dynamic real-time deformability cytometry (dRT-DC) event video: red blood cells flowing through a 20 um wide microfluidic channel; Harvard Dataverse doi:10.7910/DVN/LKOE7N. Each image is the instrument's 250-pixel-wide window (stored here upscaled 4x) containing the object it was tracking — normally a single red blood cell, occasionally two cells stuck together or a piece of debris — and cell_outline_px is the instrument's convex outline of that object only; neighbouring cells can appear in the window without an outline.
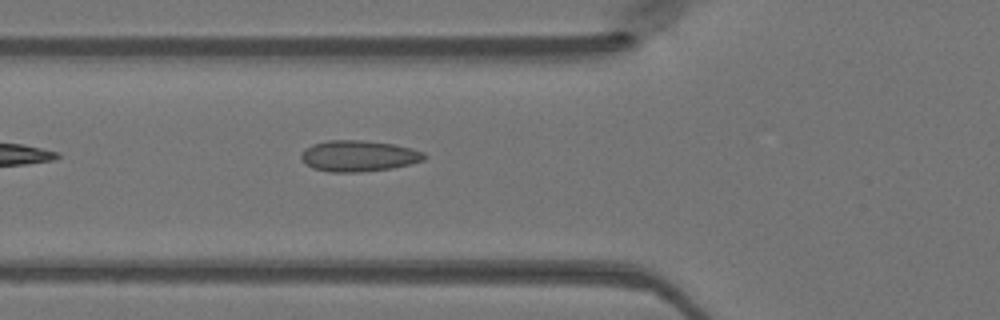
{"species": "Egyptian fruit bat (a non-hibernating species)", "species_latin": "Rousettus aegyptiacus", "temperature_condition": "warm", "stored_images_in_passage": 22, "camera_frame_rate_fps": 3000, "um_per_image_px": 0.085, "animal": {"sex": "female"}, "frame": {"image": 1, "passage_image": 4, "time_ms": 1.0, "image_size_px": [1000, 320], "cell_outline_px": [[428, 156], [424, 160], [392, 168], [360, 172], [328, 172], [312, 168], [304, 164], [300, 156], [300, 152], [304, 148], [312, 144], [328, 140], [360, 140], [392, 144], [412, 148], [424, 152]], "centroid_in_image_um": [30.44, 13.26], "position_along_channel_um": 95.4, "area_um2": 22.48}}
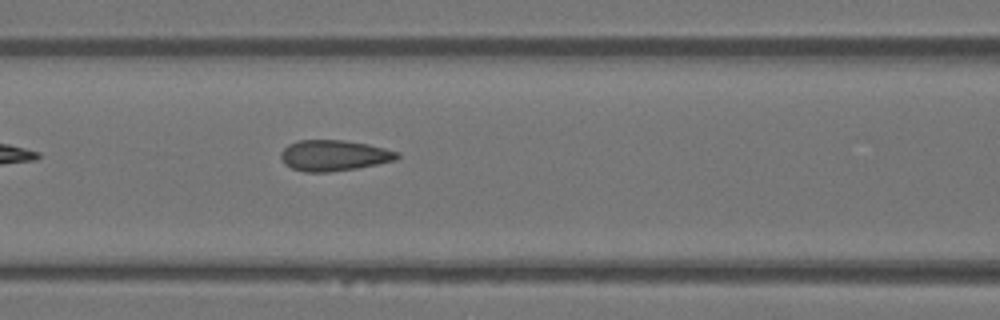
{"frame": {"image": 2, "passage_image": 7, "time_ms": 2.0, "image_size_px": [1000, 320], "cell_outline_px": [[400, 156], [396, 160], [356, 168], [328, 172], [304, 172], [292, 168], [284, 164], [280, 156], [280, 152], [288, 144], [296, 140], [344, 140], [368, 144], [400, 152]], "centroid_in_image_um": [28.36, 13.21], "position_along_channel_um": 138.2, "area_um2": 20.98}}
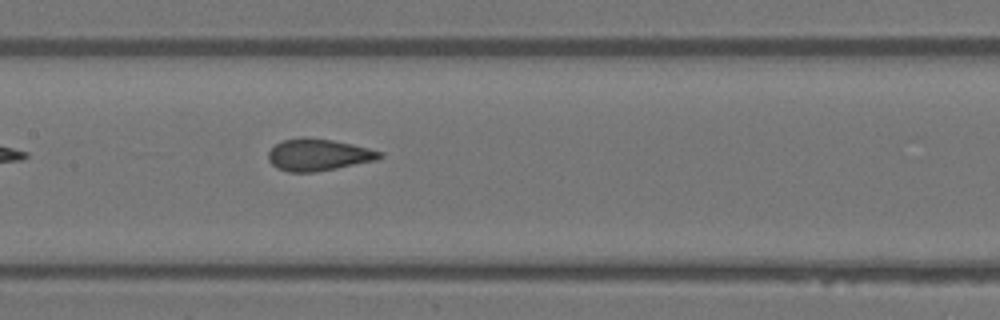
{"frame": {"image": 3, "passage_image": 10, "time_ms": 3.0, "image_size_px": [1000, 320], "cell_outline_px": [[384, 156], [376, 160], [316, 172], [288, 172], [276, 168], [268, 160], [268, 152], [276, 144], [284, 140], [300, 136], [304, 136], [332, 140], [352, 144], [384, 152]], "centroid_in_image_um": [27.05, 13.15], "position_along_channel_um": 180.3, "area_um2": 20.81}}